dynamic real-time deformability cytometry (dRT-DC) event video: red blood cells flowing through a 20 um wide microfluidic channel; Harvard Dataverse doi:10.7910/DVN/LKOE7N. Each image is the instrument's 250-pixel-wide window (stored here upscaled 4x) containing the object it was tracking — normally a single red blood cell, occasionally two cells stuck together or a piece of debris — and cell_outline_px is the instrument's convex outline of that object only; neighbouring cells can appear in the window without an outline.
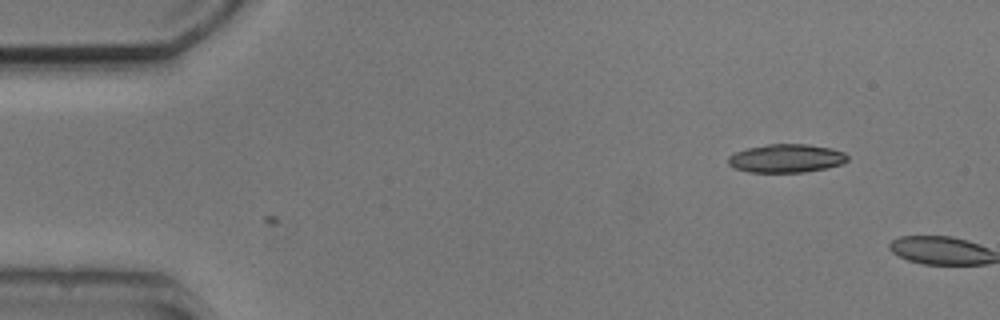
{"species": "common noctule bat (a hibernating species)", "species_latin": "Nyctalus noctula", "temperature_condition": "cold", "stored_images_in_passage": 2, "camera_frame_rate_fps": 3000, "um_per_image_px": 0.085, "animal": {"sex": "male", "body_mass_g": 20.5, "forearm_length_mm": 52.5}, "frame": {"image": 1, "passage_image": 1, "time_ms": 0.0, "image_size_px": [1000, 320], "cell_outline_px": [[848, 160], [844, 164], [828, 168], [804, 172], [748, 172], [736, 168], [728, 164], [728, 156], [736, 152], [748, 148], [768, 144], [808, 144], [832, 148], [844, 152], [848, 156]], "centroid_in_image_um": [66.88, 13.46], "position_along_channel_um": 18.1, "area_um2": 19.88}}